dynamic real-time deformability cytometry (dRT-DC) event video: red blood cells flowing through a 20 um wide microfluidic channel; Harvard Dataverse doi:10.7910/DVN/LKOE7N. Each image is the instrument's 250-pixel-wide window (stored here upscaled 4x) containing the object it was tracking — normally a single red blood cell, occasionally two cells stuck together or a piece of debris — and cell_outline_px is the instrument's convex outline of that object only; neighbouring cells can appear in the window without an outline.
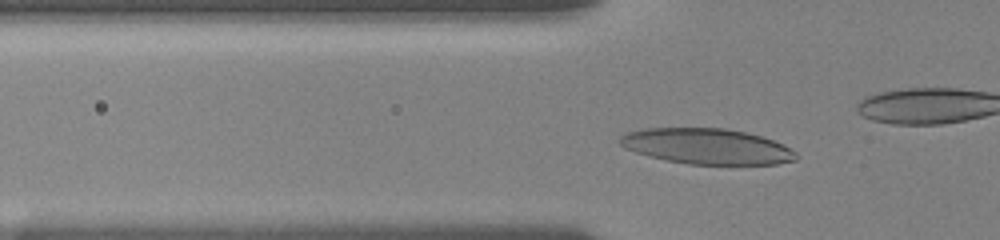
{"species": "human", "species_latin": "Homo sapiens", "temperature_condition": "room temperature", "stored_images_in_passage": 41, "camera_frame_rate_fps": 3000, "um_per_image_px": 0.085, "donor": {"sex": "female"}, "frame": {"image": 1, "passage_image": 13, "time_ms": 3.667, "image_size_px": [1000, 240], "cell_outline_px": [[800, 156], [796, 160], [776, 164], [688, 164], [648, 156], [624, 148], [620, 144], [620, 136], [624, 132], [644, 128], [724, 128], [744, 132], [760, 136], [772, 140], [796, 152]], "centroid_in_image_um": [60.05, 12.43], "position_along_channel_um": 65.8, "area_um2": 36.41}}
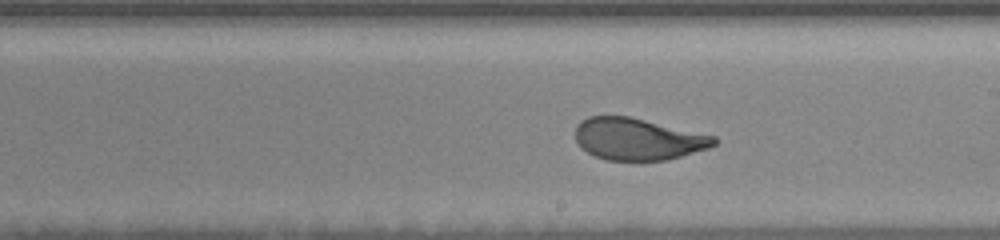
{"frame": {"image": 2, "passage_image": 28, "time_ms": 8.333, "image_size_px": [1000, 240], "cell_outline_px": [[720, 140], [716, 144], [708, 148], [668, 160], [604, 160], [580, 148], [576, 140], [576, 124], [580, 120], [588, 116], [628, 116], [716, 136]], "centroid_in_image_um": [54.22, 11.82], "position_along_channel_um": 234.8, "area_um2": 33.93}}
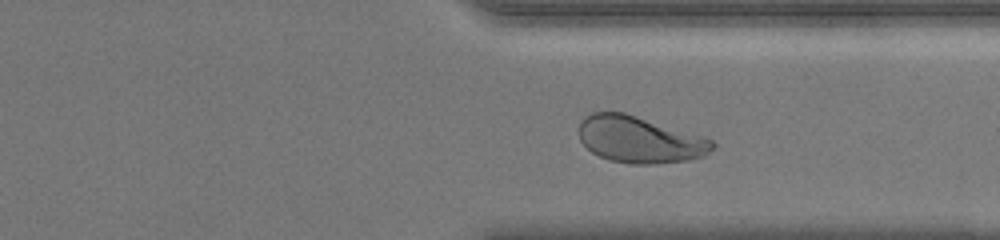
{"frame": {"image": 3, "passage_image": 38, "time_ms": 11.667, "image_size_px": [1000, 240], "cell_outline_px": [[716, 144], [704, 156], [688, 160], [652, 164], [628, 164], [612, 160], [600, 156], [592, 152], [580, 140], [580, 120], [584, 116], [592, 112], [624, 112], [704, 136], [712, 140]], "centroid_in_image_um": [54.38, 11.86], "position_along_channel_um": 357.0, "area_um2": 36.18}}